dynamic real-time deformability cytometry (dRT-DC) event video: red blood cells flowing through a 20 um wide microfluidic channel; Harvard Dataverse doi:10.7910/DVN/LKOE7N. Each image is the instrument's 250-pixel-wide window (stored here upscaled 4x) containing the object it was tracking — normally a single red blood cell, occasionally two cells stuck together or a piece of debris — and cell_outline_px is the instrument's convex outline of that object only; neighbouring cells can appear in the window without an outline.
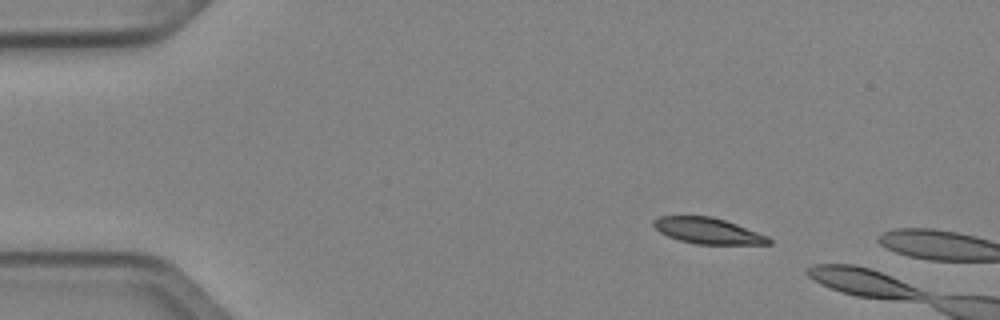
{"species": "Egyptian fruit bat (a non-hibernating species)", "species_latin": "Rousettus aegyptiacus", "temperature_condition": "cold", "stored_images_in_passage": 11, "camera_frame_rate_fps": 3000, "um_per_image_px": 0.085, "animal": {"sex": "female"}, "frame": {"image": 1, "passage_image": 7, "time_ms": 2.0, "image_size_px": [1000, 320], "cell_outline_px": [[772, 244], [696, 244], [680, 240], [668, 236], [660, 232], [652, 224], [652, 220], [660, 216], [712, 216], [736, 224], [768, 236], [772, 240]], "centroid_in_image_um": [60.17, 19.62], "position_along_channel_um": 24.8, "area_um2": 17.34}}